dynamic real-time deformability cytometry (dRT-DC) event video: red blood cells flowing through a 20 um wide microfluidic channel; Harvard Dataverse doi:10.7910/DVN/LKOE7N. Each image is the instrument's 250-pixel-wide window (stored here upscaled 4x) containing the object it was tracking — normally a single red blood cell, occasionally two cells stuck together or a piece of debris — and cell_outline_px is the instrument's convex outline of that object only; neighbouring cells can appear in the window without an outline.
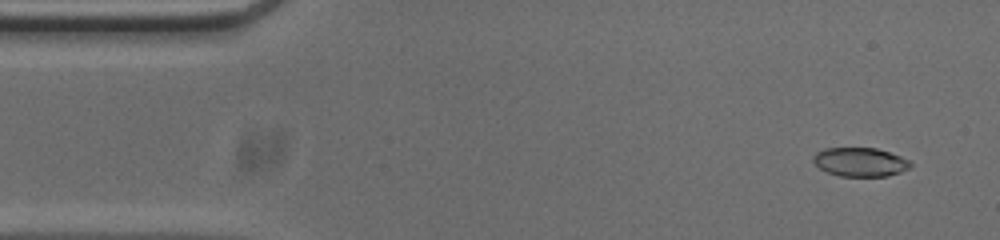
{"species": "common noctule bat (a hibernating species)", "species_latin": "Nyctalus noctula", "temperature_condition": "cold", "stored_images_in_passage": 47, "camera_frame_rate_fps": 3000, "um_per_image_px": 0.085, "animal": {"sex": "male", "body_mass_g": 20.0, "forearm_length_mm": 53.3}, "frame": {"image": 1, "passage_image": 3, "time_ms": 0.667, "image_size_px": [1000, 240], "cell_outline_px": [[912, 164], [908, 168], [900, 172], [888, 176], [840, 176], [828, 172], [820, 168], [812, 160], [812, 156], [816, 152], [824, 148], [876, 148], [900, 156], [908, 160]], "centroid_in_image_um": [73.09, 13.77], "position_along_channel_um": 11.9, "area_um2": 16.24}}
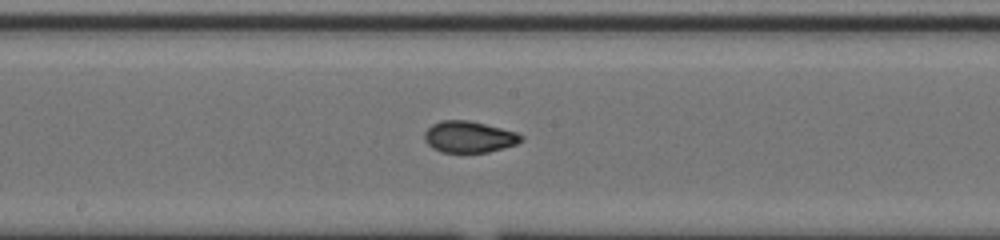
{"frame": {"image": 2, "passage_image": 26, "time_ms": 8.333, "image_size_px": [1000, 240], "cell_outline_px": [[524, 140], [516, 144], [504, 148], [488, 152], [440, 152], [432, 148], [424, 140], [424, 132], [432, 124], [440, 120], [468, 120], [516, 132], [524, 136]], "centroid_in_image_um": [39.86, 11.64], "position_along_channel_um": 208.3, "area_um2": 17.74}}
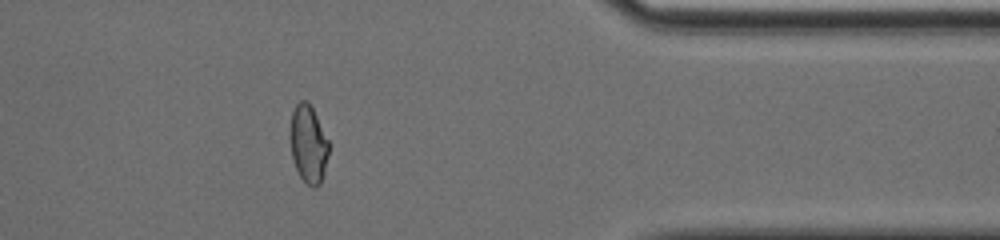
{"frame": {"image": 3, "passage_image": 42, "time_ms": 13.667, "image_size_px": [1000, 240], "cell_outline_px": [[328, 156], [324, 172], [320, 184], [316, 188], [312, 188], [300, 176], [296, 168], [292, 156], [288, 136], [288, 132], [292, 112], [296, 104], [300, 100], [308, 100], [328, 140]], "centroid_in_image_um": [26.18, 12.23], "position_along_channel_um": 385.2, "area_um2": 17.63}, "authors_computed_cell_mechanics": {"area_um2": 17.8024, "velocity_mm_per_s": 3.7918, "shape_relaxation_time_tau1_ms": 7.9606, "shape_relaxation_time_tau2_ms": 1.6055, "deformation_change_tau1": 0.1819, "deformation_change_tau2": 0.0481}}